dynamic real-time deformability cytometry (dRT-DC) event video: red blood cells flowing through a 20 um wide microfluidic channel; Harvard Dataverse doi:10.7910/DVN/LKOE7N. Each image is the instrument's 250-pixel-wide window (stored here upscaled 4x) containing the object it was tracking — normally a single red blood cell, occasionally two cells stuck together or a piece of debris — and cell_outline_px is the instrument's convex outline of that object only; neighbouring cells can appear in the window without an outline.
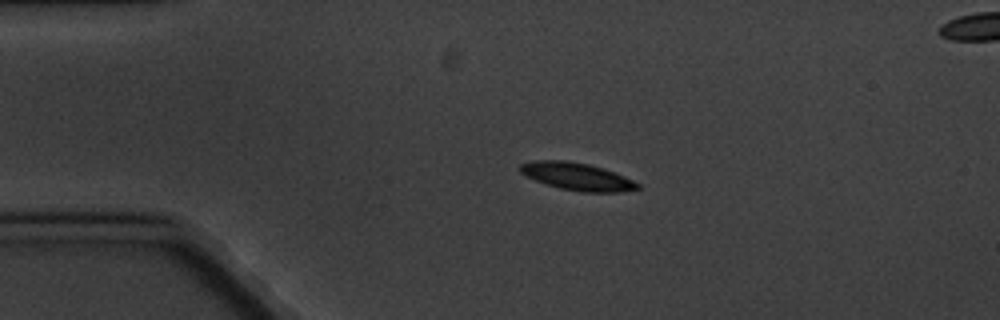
{"species": "common noctule bat (a hibernating species)", "species_latin": "Nyctalus noctula", "temperature_condition": "cold", "stored_images_in_passage": 6, "camera_frame_rate_fps": 3000, "um_per_image_px": 0.085, "animal": {"sex": "male", "body_mass_g": 20.1, "forearm_length_mm": 53.5}, "frame": {"image": 1, "passage_image": 4, "time_ms": 3.667, "image_size_px": [1000, 320], "cell_outline_px": [[640, 188], [620, 192], [580, 192], [560, 188], [544, 184], [520, 172], [520, 164], [536, 160], [564, 160], [588, 164], [604, 168], [624, 176], [640, 184]], "centroid_in_image_um": [49.06, 15.0], "position_along_channel_um": 35.9, "area_um2": 18.73}}